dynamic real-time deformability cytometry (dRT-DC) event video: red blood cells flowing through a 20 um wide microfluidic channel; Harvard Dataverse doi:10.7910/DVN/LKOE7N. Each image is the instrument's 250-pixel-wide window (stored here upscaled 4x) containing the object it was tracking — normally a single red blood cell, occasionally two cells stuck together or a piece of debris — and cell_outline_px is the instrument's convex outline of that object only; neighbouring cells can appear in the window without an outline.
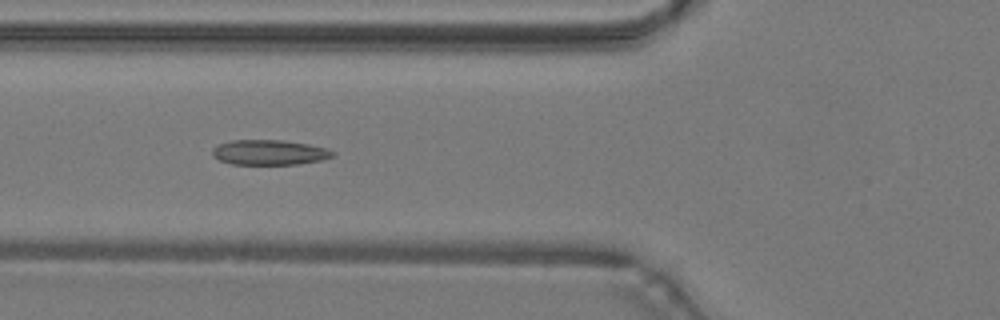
{"species": "common noctule bat (a hibernating species)", "species_latin": "Nyctalus noctula", "temperature_condition": "warm", "stored_images_in_passage": 37, "camera_frame_rate_fps": 3000, "um_per_image_px": 0.085, "animal": {"sex": "male", "body_mass_g": 19.2, "forearm_length_mm": 51.8}, "frame": {"image": 1, "passage_image": 7, "time_ms": 2.0, "image_size_px": [1000, 320], "cell_outline_px": [[336, 152], [332, 156], [320, 160], [296, 164], [232, 164], [220, 160], [212, 156], [212, 148], [220, 144], [232, 140], [284, 140], [308, 144], [328, 148]], "centroid_in_image_um": [22.89, 12.94], "position_along_channel_um": 102.9, "area_um2": 17.51}}
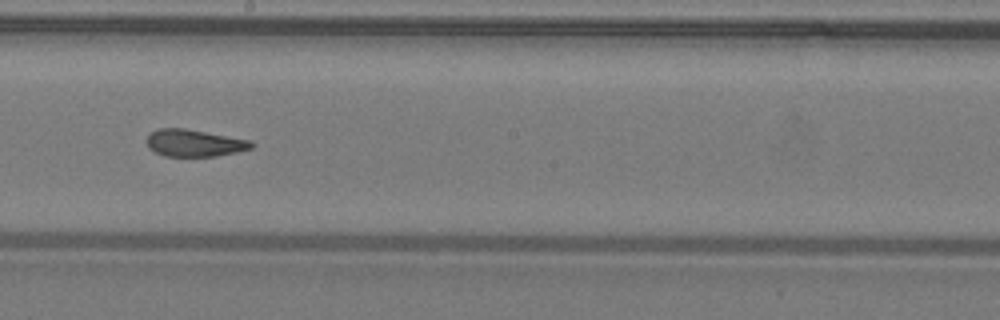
{"frame": {"image": 2, "passage_image": 16, "time_ms": 5.0, "image_size_px": [1000, 320], "cell_outline_px": [[256, 144], [252, 148], [236, 152], [216, 156], [164, 156], [148, 148], [144, 140], [156, 128], [184, 128], [252, 140]], "centroid_in_image_um": [16.51, 12.15], "position_along_channel_um": 231.7, "area_um2": 16.7}}
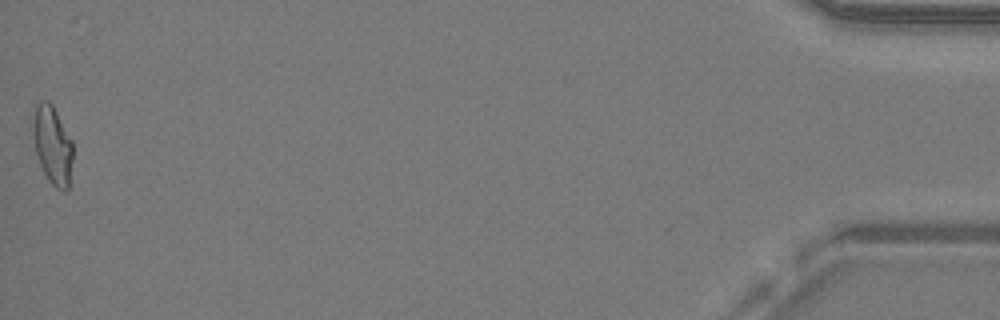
{"frame": {"image": 3, "passage_image": 37, "time_ms": 12.0, "image_size_px": [1000, 320], "cell_outline_px": [[72, 160], [68, 188], [64, 192], [56, 188], [48, 180], [40, 164], [36, 152], [32, 136], [32, 120], [36, 104], [40, 100], [48, 100], [52, 104], [72, 140]], "centroid_in_image_um": [4.44, 12.3], "position_along_channel_um": 430.8, "area_um2": 18.26}, "authors_computed_cell_mechanics": {"area_um2": 17.5134, "velocity_mm_per_s": 4.272, "shape_relaxation_time_tau1_ms": 10.0484, "shape_relaxation_time_tau2_ms": 1.6855, "deformation_change_tau1": 0.2315, "deformation_change_tau2": 0.0925}}